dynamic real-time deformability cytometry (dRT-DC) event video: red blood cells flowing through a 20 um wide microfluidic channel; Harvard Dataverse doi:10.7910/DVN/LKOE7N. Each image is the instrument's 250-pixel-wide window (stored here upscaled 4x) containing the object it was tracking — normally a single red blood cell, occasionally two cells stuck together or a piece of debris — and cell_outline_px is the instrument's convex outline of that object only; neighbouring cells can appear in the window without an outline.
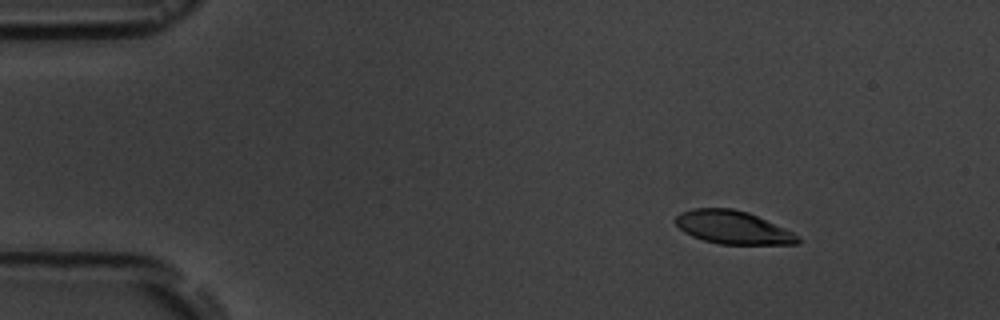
{"species": "common noctule bat (a hibernating species)", "species_latin": "Nyctalus noctula", "temperature_condition": "room temperature", "stored_images_in_passage": 5, "camera_frame_rate_fps": 3000, "um_per_image_px": 0.085, "animal": {"sex": "male", "body_mass_g": 19.5, "forearm_length_mm": 54.6}, "frame": {"image": 1, "passage_image": 2, "time_ms": 1.0, "image_size_px": [1000, 320], "cell_outline_px": [[800, 240], [796, 244], [720, 244], [704, 240], [692, 236], [684, 232], [672, 220], [680, 212], [692, 208], [732, 208], [748, 212], [784, 228], [792, 232]], "centroid_in_image_um": [62.23, 19.32], "position_along_channel_um": 22.8, "area_um2": 23.47}}
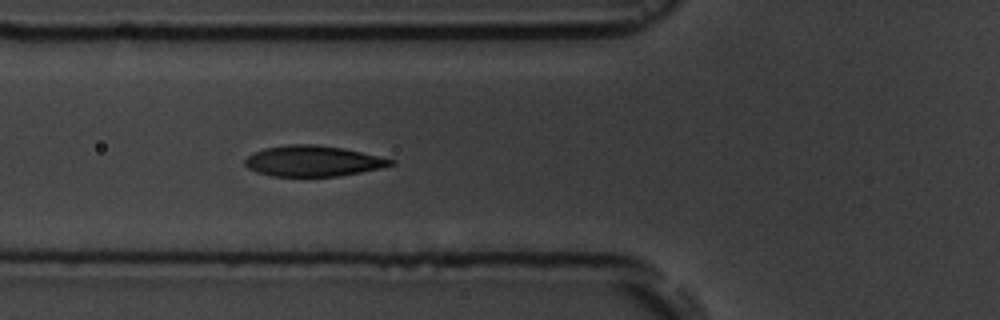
{"frame": {"image": 2, "passage_image": 5, "time_ms": 5.333, "image_size_px": [1000, 320], "cell_outline_px": [[396, 164], [380, 168], [340, 176], [272, 176], [256, 172], [248, 168], [244, 164], [244, 160], [248, 156], [264, 148], [292, 144], [312, 144], [340, 148], [360, 152], [396, 160]], "centroid_in_image_um": [26.6, 13.7], "position_along_channel_um": 99.2, "area_um2": 25.84}}